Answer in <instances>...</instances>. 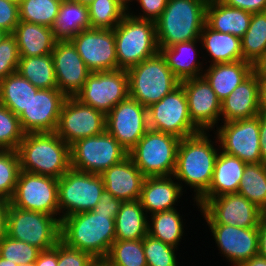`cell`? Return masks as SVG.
Segmentation results:
<instances>
[{
	"label": "cell",
	"mask_w": 266,
	"mask_h": 266,
	"mask_svg": "<svg viewBox=\"0 0 266 266\" xmlns=\"http://www.w3.org/2000/svg\"><path fill=\"white\" fill-rule=\"evenodd\" d=\"M254 72L258 76H266V53L254 64Z\"/></svg>",
	"instance_id": "cell-58"
},
{
	"label": "cell",
	"mask_w": 266,
	"mask_h": 266,
	"mask_svg": "<svg viewBox=\"0 0 266 266\" xmlns=\"http://www.w3.org/2000/svg\"><path fill=\"white\" fill-rule=\"evenodd\" d=\"M0 266H18V264L11 262L8 259L0 257Z\"/></svg>",
	"instance_id": "cell-59"
},
{
	"label": "cell",
	"mask_w": 266,
	"mask_h": 266,
	"mask_svg": "<svg viewBox=\"0 0 266 266\" xmlns=\"http://www.w3.org/2000/svg\"><path fill=\"white\" fill-rule=\"evenodd\" d=\"M129 97L127 70L92 72L82 89L75 95L81 103L103 113H109L118 103Z\"/></svg>",
	"instance_id": "cell-13"
},
{
	"label": "cell",
	"mask_w": 266,
	"mask_h": 266,
	"mask_svg": "<svg viewBox=\"0 0 266 266\" xmlns=\"http://www.w3.org/2000/svg\"><path fill=\"white\" fill-rule=\"evenodd\" d=\"M180 215L177 208L150 215L148 235L178 248L179 242H181L182 236L185 234L183 231L185 223Z\"/></svg>",
	"instance_id": "cell-35"
},
{
	"label": "cell",
	"mask_w": 266,
	"mask_h": 266,
	"mask_svg": "<svg viewBox=\"0 0 266 266\" xmlns=\"http://www.w3.org/2000/svg\"><path fill=\"white\" fill-rule=\"evenodd\" d=\"M149 216L140 200L123 201L115 217V240H140L148 235Z\"/></svg>",
	"instance_id": "cell-32"
},
{
	"label": "cell",
	"mask_w": 266,
	"mask_h": 266,
	"mask_svg": "<svg viewBox=\"0 0 266 266\" xmlns=\"http://www.w3.org/2000/svg\"><path fill=\"white\" fill-rule=\"evenodd\" d=\"M208 131L180 139L177 149L176 168L173 176L179 182L182 189L188 185L194 189V202L197 201L208 191L212 181L214 164L220 151L217 136L212 141ZM215 143V144H214ZM217 143V144H216ZM215 146H214V145Z\"/></svg>",
	"instance_id": "cell-1"
},
{
	"label": "cell",
	"mask_w": 266,
	"mask_h": 266,
	"mask_svg": "<svg viewBox=\"0 0 266 266\" xmlns=\"http://www.w3.org/2000/svg\"><path fill=\"white\" fill-rule=\"evenodd\" d=\"M127 72L129 97L146 108L160 101L180 84L161 52L129 68Z\"/></svg>",
	"instance_id": "cell-6"
},
{
	"label": "cell",
	"mask_w": 266,
	"mask_h": 266,
	"mask_svg": "<svg viewBox=\"0 0 266 266\" xmlns=\"http://www.w3.org/2000/svg\"><path fill=\"white\" fill-rule=\"evenodd\" d=\"M140 5L141 13L139 15L133 11H127V13L137 19L141 20H151L155 22L160 15L162 14L163 10L165 9L168 0H135Z\"/></svg>",
	"instance_id": "cell-49"
},
{
	"label": "cell",
	"mask_w": 266,
	"mask_h": 266,
	"mask_svg": "<svg viewBox=\"0 0 266 266\" xmlns=\"http://www.w3.org/2000/svg\"><path fill=\"white\" fill-rule=\"evenodd\" d=\"M203 77L210 84L220 101L254 72V65L240 60L232 63H216L208 65Z\"/></svg>",
	"instance_id": "cell-27"
},
{
	"label": "cell",
	"mask_w": 266,
	"mask_h": 266,
	"mask_svg": "<svg viewBox=\"0 0 266 266\" xmlns=\"http://www.w3.org/2000/svg\"><path fill=\"white\" fill-rule=\"evenodd\" d=\"M207 225H231L240 228L258 227L264 214L238 193L208 199L199 210Z\"/></svg>",
	"instance_id": "cell-16"
},
{
	"label": "cell",
	"mask_w": 266,
	"mask_h": 266,
	"mask_svg": "<svg viewBox=\"0 0 266 266\" xmlns=\"http://www.w3.org/2000/svg\"><path fill=\"white\" fill-rule=\"evenodd\" d=\"M101 266H113L107 260L101 259Z\"/></svg>",
	"instance_id": "cell-63"
},
{
	"label": "cell",
	"mask_w": 266,
	"mask_h": 266,
	"mask_svg": "<svg viewBox=\"0 0 266 266\" xmlns=\"http://www.w3.org/2000/svg\"><path fill=\"white\" fill-rule=\"evenodd\" d=\"M71 41L91 72L118 69L113 29H84L74 35Z\"/></svg>",
	"instance_id": "cell-18"
},
{
	"label": "cell",
	"mask_w": 266,
	"mask_h": 266,
	"mask_svg": "<svg viewBox=\"0 0 266 266\" xmlns=\"http://www.w3.org/2000/svg\"><path fill=\"white\" fill-rule=\"evenodd\" d=\"M259 105L262 112H266V76H258Z\"/></svg>",
	"instance_id": "cell-56"
},
{
	"label": "cell",
	"mask_w": 266,
	"mask_h": 266,
	"mask_svg": "<svg viewBox=\"0 0 266 266\" xmlns=\"http://www.w3.org/2000/svg\"><path fill=\"white\" fill-rule=\"evenodd\" d=\"M122 203V200L115 198L109 191L104 189L97 206L92 211L95 214H111L115 218Z\"/></svg>",
	"instance_id": "cell-50"
},
{
	"label": "cell",
	"mask_w": 266,
	"mask_h": 266,
	"mask_svg": "<svg viewBox=\"0 0 266 266\" xmlns=\"http://www.w3.org/2000/svg\"><path fill=\"white\" fill-rule=\"evenodd\" d=\"M252 13L212 0L206 6L205 23L213 30L242 38L249 28Z\"/></svg>",
	"instance_id": "cell-28"
},
{
	"label": "cell",
	"mask_w": 266,
	"mask_h": 266,
	"mask_svg": "<svg viewBox=\"0 0 266 266\" xmlns=\"http://www.w3.org/2000/svg\"><path fill=\"white\" fill-rule=\"evenodd\" d=\"M7 236L36 246L53 248L60 240V221L42 212L23 210L8 202Z\"/></svg>",
	"instance_id": "cell-9"
},
{
	"label": "cell",
	"mask_w": 266,
	"mask_h": 266,
	"mask_svg": "<svg viewBox=\"0 0 266 266\" xmlns=\"http://www.w3.org/2000/svg\"><path fill=\"white\" fill-rule=\"evenodd\" d=\"M148 129V108L130 97L106 114V131L128 152Z\"/></svg>",
	"instance_id": "cell-17"
},
{
	"label": "cell",
	"mask_w": 266,
	"mask_h": 266,
	"mask_svg": "<svg viewBox=\"0 0 266 266\" xmlns=\"http://www.w3.org/2000/svg\"><path fill=\"white\" fill-rule=\"evenodd\" d=\"M101 177L105 189L115 198L122 201H132L140 198L145 176L135 166L129 155L105 170Z\"/></svg>",
	"instance_id": "cell-25"
},
{
	"label": "cell",
	"mask_w": 266,
	"mask_h": 266,
	"mask_svg": "<svg viewBox=\"0 0 266 266\" xmlns=\"http://www.w3.org/2000/svg\"><path fill=\"white\" fill-rule=\"evenodd\" d=\"M40 249L23 241L5 236L0 241V257L16 264H31L37 260Z\"/></svg>",
	"instance_id": "cell-45"
},
{
	"label": "cell",
	"mask_w": 266,
	"mask_h": 266,
	"mask_svg": "<svg viewBox=\"0 0 266 266\" xmlns=\"http://www.w3.org/2000/svg\"><path fill=\"white\" fill-rule=\"evenodd\" d=\"M148 127L180 139L201 130L191 121L186 93L181 84L157 103L148 107Z\"/></svg>",
	"instance_id": "cell-11"
},
{
	"label": "cell",
	"mask_w": 266,
	"mask_h": 266,
	"mask_svg": "<svg viewBox=\"0 0 266 266\" xmlns=\"http://www.w3.org/2000/svg\"><path fill=\"white\" fill-rule=\"evenodd\" d=\"M63 0H18L19 21L53 28Z\"/></svg>",
	"instance_id": "cell-39"
},
{
	"label": "cell",
	"mask_w": 266,
	"mask_h": 266,
	"mask_svg": "<svg viewBox=\"0 0 266 266\" xmlns=\"http://www.w3.org/2000/svg\"><path fill=\"white\" fill-rule=\"evenodd\" d=\"M57 89L67 97H75L92 73L71 40L57 41L51 53Z\"/></svg>",
	"instance_id": "cell-21"
},
{
	"label": "cell",
	"mask_w": 266,
	"mask_h": 266,
	"mask_svg": "<svg viewBox=\"0 0 266 266\" xmlns=\"http://www.w3.org/2000/svg\"><path fill=\"white\" fill-rule=\"evenodd\" d=\"M106 131V114L81 103L75 97H67L62 105L55 133L68 145Z\"/></svg>",
	"instance_id": "cell-14"
},
{
	"label": "cell",
	"mask_w": 266,
	"mask_h": 266,
	"mask_svg": "<svg viewBox=\"0 0 266 266\" xmlns=\"http://www.w3.org/2000/svg\"><path fill=\"white\" fill-rule=\"evenodd\" d=\"M210 227V228H209ZM218 250L232 266L258 255L257 227L240 228L231 225H208Z\"/></svg>",
	"instance_id": "cell-22"
},
{
	"label": "cell",
	"mask_w": 266,
	"mask_h": 266,
	"mask_svg": "<svg viewBox=\"0 0 266 266\" xmlns=\"http://www.w3.org/2000/svg\"><path fill=\"white\" fill-rule=\"evenodd\" d=\"M258 75L253 72L221 101L222 122L256 117L260 114Z\"/></svg>",
	"instance_id": "cell-23"
},
{
	"label": "cell",
	"mask_w": 266,
	"mask_h": 266,
	"mask_svg": "<svg viewBox=\"0 0 266 266\" xmlns=\"http://www.w3.org/2000/svg\"><path fill=\"white\" fill-rule=\"evenodd\" d=\"M18 23V0H0V29L13 34Z\"/></svg>",
	"instance_id": "cell-48"
},
{
	"label": "cell",
	"mask_w": 266,
	"mask_h": 266,
	"mask_svg": "<svg viewBox=\"0 0 266 266\" xmlns=\"http://www.w3.org/2000/svg\"><path fill=\"white\" fill-rule=\"evenodd\" d=\"M91 28L88 6L72 0H63L53 27L57 41L71 40L84 29Z\"/></svg>",
	"instance_id": "cell-33"
},
{
	"label": "cell",
	"mask_w": 266,
	"mask_h": 266,
	"mask_svg": "<svg viewBox=\"0 0 266 266\" xmlns=\"http://www.w3.org/2000/svg\"><path fill=\"white\" fill-rule=\"evenodd\" d=\"M113 266H148L143 239L115 240L105 258Z\"/></svg>",
	"instance_id": "cell-41"
},
{
	"label": "cell",
	"mask_w": 266,
	"mask_h": 266,
	"mask_svg": "<svg viewBox=\"0 0 266 266\" xmlns=\"http://www.w3.org/2000/svg\"><path fill=\"white\" fill-rule=\"evenodd\" d=\"M18 266H35V262L31 264H19Z\"/></svg>",
	"instance_id": "cell-65"
},
{
	"label": "cell",
	"mask_w": 266,
	"mask_h": 266,
	"mask_svg": "<svg viewBox=\"0 0 266 266\" xmlns=\"http://www.w3.org/2000/svg\"><path fill=\"white\" fill-rule=\"evenodd\" d=\"M92 266H101V259H96Z\"/></svg>",
	"instance_id": "cell-64"
},
{
	"label": "cell",
	"mask_w": 266,
	"mask_h": 266,
	"mask_svg": "<svg viewBox=\"0 0 266 266\" xmlns=\"http://www.w3.org/2000/svg\"><path fill=\"white\" fill-rule=\"evenodd\" d=\"M17 41L20 57H33L51 54L57 40L53 28L19 21L12 34Z\"/></svg>",
	"instance_id": "cell-29"
},
{
	"label": "cell",
	"mask_w": 266,
	"mask_h": 266,
	"mask_svg": "<svg viewBox=\"0 0 266 266\" xmlns=\"http://www.w3.org/2000/svg\"><path fill=\"white\" fill-rule=\"evenodd\" d=\"M21 171L17 150H0V199L10 201Z\"/></svg>",
	"instance_id": "cell-42"
},
{
	"label": "cell",
	"mask_w": 266,
	"mask_h": 266,
	"mask_svg": "<svg viewBox=\"0 0 266 266\" xmlns=\"http://www.w3.org/2000/svg\"><path fill=\"white\" fill-rule=\"evenodd\" d=\"M118 1L121 2L127 8V11H131L130 5H133V1L135 2V0H118ZM130 2H132V4Z\"/></svg>",
	"instance_id": "cell-60"
},
{
	"label": "cell",
	"mask_w": 266,
	"mask_h": 266,
	"mask_svg": "<svg viewBox=\"0 0 266 266\" xmlns=\"http://www.w3.org/2000/svg\"><path fill=\"white\" fill-rule=\"evenodd\" d=\"M8 35L4 30L0 29V42Z\"/></svg>",
	"instance_id": "cell-62"
},
{
	"label": "cell",
	"mask_w": 266,
	"mask_h": 266,
	"mask_svg": "<svg viewBox=\"0 0 266 266\" xmlns=\"http://www.w3.org/2000/svg\"><path fill=\"white\" fill-rule=\"evenodd\" d=\"M183 192L173 175L145 177L139 200L146 214L150 216L157 212L175 209Z\"/></svg>",
	"instance_id": "cell-24"
},
{
	"label": "cell",
	"mask_w": 266,
	"mask_h": 266,
	"mask_svg": "<svg viewBox=\"0 0 266 266\" xmlns=\"http://www.w3.org/2000/svg\"><path fill=\"white\" fill-rule=\"evenodd\" d=\"M9 203L23 210L55 216L59 220L58 179L21 170Z\"/></svg>",
	"instance_id": "cell-12"
},
{
	"label": "cell",
	"mask_w": 266,
	"mask_h": 266,
	"mask_svg": "<svg viewBox=\"0 0 266 266\" xmlns=\"http://www.w3.org/2000/svg\"><path fill=\"white\" fill-rule=\"evenodd\" d=\"M207 2L204 0H168L155 21L159 48L200 39L206 20Z\"/></svg>",
	"instance_id": "cell-4"
},
{
	"label": "cell",
	"mask_w": 266,
	"mask_h": 266,
	"mask_svg": "<svg viewBox=\"0 0 266 266\" xmlns=\"http://www.w3.org/2000/svg\"><path fill=\"white\" fill-rule=\"evenodd\" d=\"M104 189L101 175L70 168L58 179L59 221L72 214L92 211Z\"/></svg>",
	"instance_id": "cell-8"
},
{
	"label": "cell",
	"mask_w": 266,
	"mask_h": 266,
	"mask_svg": "<svg viewBox=\"0 0 266 266\" xmlns=\"http://www.w3.org/2000/svg\"><path fill=\"white\" fill-rule=\"evenodd\" d=\"M246 163L219 151L208 191L197 201L198 209L210 198L237 193Z\"/></svg>",
	"instance_id": "cell-26"
},
{
	"label": "cell",
	"mask_w": 266,
	"mask_h": 266,
	"mask_svg": "<svg viewBox=\"0 0 266 266\" xmlns=\"http://www.w3.org/2000/svg\"><path fill=\"white\" fill-rule=\"evenodd\" d=\"M91 28L114 29L127 14L118 0H94L88 5Z\"/></svg>",
	"instance_id": "cell-40"
},
{
	"label": "cell",
	"mask_w": 266,
	"mask_h": 266,
	"mask_svg": "<svg viewBox=\"0 0 266 266\" xmlns=\"http://www.w3.org/2000/svg\"><path fill=\"white\" fill-rule=\"evenodd\" d=\"M24 135L19 117L0 104V150H17Z\"/></svg>",
	"instance_id": "cell-43"
},
{
	"label": "cell",
	"mask_w": 266,
	"mask_h": 266,
	"mask_svg": "<svg viewBox=\"0 0 266 266\" xmlns=\"http://www.w3.org/2000/svg\"><path fill=\"white\" fill-rule=\"evenodd\" d=\"M8 201L0 199V241L7 235Z\"/></svg>",
	"instance_id": "cell-55"
},
{
	"label": "cell",
	"mask_w": 266,
	"mask_h": 266,
	"mask_svg": "<svg viewBox=\"0 0 266 266\" xmlns=\"http://www.w3.org/2000/svg\"><path fill=\"white\" fill-rule=\"evenodd\" d=\"M198 42L200 43V39L177 43L169 48H159L169 68L180 81L203 75L204 63L197 60L201 58L200 50H197Z\"/></svg>",
	"instance_id": "cell-30"
},
{
	"label": "cell",
	"mask_w": 266,
	"mask_h": 266,
	"mask_svg": "<svg viewBox=\"0 0 266 266\" xmlns=\"http://www.w3.org/2000/svg\"><path fill=\"white\" fill-rule=\"evenodd\" d=\"M118 69L128 70L160 52L155 22L137 19L128 13L113 29Z\"/></svg>",
	"instance_id": "cell-5"
},
{
	"label": "cell",
	"mask_w": 266,
	"mask_h": 266,
	"mask_svg": "<svg viewBox=\"0 0 266 266\" xmlns=\"http://www.w3.org/2000/svg\"><path fill=\"white\" fill-rule=\"evenodd\" d=\"M58 265V242L48 250L40 251L35 266H57Z\"/></svg>",
	"instance_id": "cell-52"
},
{
	"label": "cell",
	"mask_w": 266,
	"mask_h": 266,
	"mask_svg": "<svg viewBox=\"0 0 266 266\" xmlns=\"http://www.w3.org/2000/svg\"><path fill=\"white\" fill-rule=\"evenodd\" d=\"M17 152L25 172L59 179L71 168L70 145L55 132L26 133Z\"/></svg>",
	"instance_id": "cell-3"
},
{
	"label": "cell",
	"mask_w": 266,
	"mask_h": 266,
	"mask_svg": "<svg viewBox=\"0 0 266 266\" xmlns=\"http://www.w3.org/2000/svg\"><path fill=\"white\" fill-rule=\"evenodd\" d=\"M20 61L16 38L8 34L0 42V82L17 71Z\"/></svg>",
	"instance_id": "cell-46"
},
{
	"label": "cell",
	"mask_w": 266,
	"mask_h": 266,
	"mask_svg": "<svg viewBox=\"0 0 266 266\" xmlns=\"http://www.w3.org/2000/svg\"><path fill=\"white\" fill-rule=\"evenodd\" d=\"M260 153L261 163L266 165V112L259 114Z\"/></svg>",
	"instance_id": "cell-53"
},
{
	"label": "cell",
	"mask_w": 266,
	"mask_h": 266,
	"mask_svg": "<svg viewBox=\"0 0 266 266\" xmlns=\"http://www.w3.org/2000/svg\"><path fill=\"white\" fill-rule=\"evenodd\" d=\"M95 260L91 254L69 247L61 240L58 241L57 266H92Z\"/></svg>",
	"instance_id": "cell-47"
},
{
	"label": "cell",
	"mask_w": 266,
	"mask_h": 266,
	"mask_svg": "<svg viewBox=\"0 0 266 266\" xmlns=\"http://www.w3.org/2000/svg\"><path fill=\"white\" fill-rule=\"evenodd\" d=\"M17 72L38 89H57L54 63L51 54L20 57Z\"/></svg>",
	"instance_id": "cell-36"
},
{
	"label": "cell",
	"mask_w": 266,
	"mask_h": 266,
	"mask_svg": "<svg viewBox=\"0 0 266 266\" xmlns=\"http://www.w3.org/2000/svg\"><path fill=\"white\" fill-rule=\"evenodd\" d=\"M180 84L186 93L191 121L201 131H214L220 122L221 101L210 84L203 76L182 80Z\"/></svg>",
	"instance_id": "cell-20"
},
{
	"label": "cell",
	"mask_w": 266,
	"mask_h": 266,
	"mask_svg": "<svg viewBox=\"0 0 266 266\" xmlns=\"http://www.w3.org/2000/svg\"><path fill=\"white\" fill-rule=\"evenodd\" d=\"M202 50L210 58L209 65L216 63H232L243 60L241 38L228 33L211 29L206 23L200 34ZM212 58V59H211Z\"/></svg>",
	"instance_id": "cell-31"
},
{
	"label": "cell",
	"mask_w": 266,
	"mask_h": 266,
	"mask_svg": "<svg viewBox=\"0 0 266 266\" xmlns=\"http://www.w3.org/2000/svg\"><path fill=\"white\" fill-rule=\"evenodd\" d=\"M179 142L175 135L149 128L128 155L145 177L172 176Z\"/></svg>",
	"instance_id": "cell-7"
},
{
	"label": "cell",
	"mask_w": 266,
	"mask_h": 266,
	"mask_svg": "<svg viewBox=\"0 0 266 266\" xmlns=\"http://www.w3.org/2000/svg\"><path fill=\"white\" fill-rule=\"evenodd\" d=\"M60 240L72 248L105 259L115 241V218L87 211L60 220Z\"/></svg>",
	"instance_id": "cell-2"
},
{
	"label": "cell",
	"mask_w": 266,
	"mask_h": 266,
	"mask_svg": "<svg viewBox=\"0 0 266 266\" xmlns=\"http://www.w3.org/2000/svg\"><path fill=\"white\" fill-rule=\"evenodd\" d=\"M224 4L251 13L265 12L266 0H221Z\"/></svg>",
	"instance_id": "cell-51"
},
{
	"label": "cell",
	"mask_w": 266,
	"mask_h": 266,
	"mask_svg": "<svg viewBox=\"0 0 266 266\" xmlns=\"http://www.w3.org/2000/svg\"><path fill=\"white\" fill-rule=\"evenodd\" d=\"M67 96L58 89H38L28 106L18 116L26 133H53L56 131L62 105Z\"/></svg>",
	"instance_id": "cell-19"
},
{
	"label": "cell",
	"mask_w": 266,
	"mask_h": 266,
	"mask_svg": "<svg viewBox=\"0 0 266 266\" xmlns=\"http://www.w3.org/2000/svg\"><path fill=\"white\" fill-rule=\"evenodd\" d=\"M222 123L214 131L220 150L238 157L246 164L261 163L259 115Z\"/></svg>",
	"instance_id": "cell-15"
},
{
	"label": "cell",
	"mask_w": 266,
	"mask_h": 266,
	"mask_svg": "<svg viewBox=\"0 0 266 266\" xmlns=\"http://www.w3.org/2000/svg\"><path fill=\"white\" fill-rule=\"evenodd\" d=\"M258 229V255L266 259V213L259 221Z\"/></svg>",
	"instance_id": "cell-54"
},
{
	"label": "cell",
	"mask_w": 266,
	"mask_h": 266,
	"mask_svg": "<svg viewBox=\"0 0 266 266\" xmlns=\"http://www.w3.org/2000/svg\"><path fill=\"white\" fill-rule=\"evenodd\" d=\"M243 60L255 64L266 53V11L252 13L249 28L241 38Z\"/></svg>",
	"instance_id": "cell-38"
},
{
	"label": "cell",
	"mask_w": 266,
	"mask_h": 266,
	"mask_svg": "<svg viewBox=\"0 0 266 266\" xmlns=\"http://www.w3.org/2000/svg\"><path fill=\"white\" fill-rule=\"evenodd\" d=\"M237 266H266V259L260 255H256Z\"/></svg>",
	"instance_id": "cell-57"
},
{
	"label": "cell",
	"mask_w": 266,
	"mask_h": 266,
	"mask_svg": "<svg viewBox=\"0 0 266 266\" xmlns=\"http://www.w3.org/2000/svg\"><path fill=\"white\" fill-rule=\"evenodd\" d=\"M237 193L266 213V165L246 164Z\"/></svg>",
	"instance_id": "cell-37"
},
{
	"label": "cell",
	"mask_w": 266,
	"mask_h": 266,
	"mask_svg": "<svg viewBox=\"0 0 266 266\" xmlns=\"http://www.w3.org/2000/svg\"><path fill=\"white\" fill-rule=\"evenodd\" d=\"M71 168L101 175L128 156V151L107 131L75 141L70 146Z\"/></svg>",
	"instance_id": "cell-10"
},
{
	"label": "cell",
	"mask_w": 266,
	"mask_h": 266,
	"mask_svg": "<svg viewBox=\"0 0 266 266\" xmlns=\"http://www.w3.org/2000/svg\"><path fill=\"white\" fill-rule=\"evenodd\" d=\"M143 249L148 266H178L177 249L160 240L146 235L143 238Z\"/></svg>",
	"instance_id": "cell-44"
},
{
	"label": "cell",
	"mask_w": 266,
	"mask_h": 266,
	"mask_svg": "<svg viewBox=\"0 0 266 266\" xmlns=\"http://www.w3.org/2000/svg\"><path fill=\"white\" fill-rule=\"evenodd\" d=\"M72 1H75V2H78V3H81L83 5H89L90 3H92L94 0H72Z\"/></svg>",
	"instance_id": "cell-61"
},
{
	"label": "cell",
	"mask_w": 266,
	"mask_h": 266,
	"mask_svg": "<svg viewBox=\"0 0 266 266\" xmlns=\"http://www.w3.org/2000/svg\"><path fill=\"white\" fill-rule=\"evenodd\" d=\"M37 90L38 88L16 71L0 82V104L19 116Z\"/></svg>",
	"instance_id": "cell-34"
}]
</instances>
